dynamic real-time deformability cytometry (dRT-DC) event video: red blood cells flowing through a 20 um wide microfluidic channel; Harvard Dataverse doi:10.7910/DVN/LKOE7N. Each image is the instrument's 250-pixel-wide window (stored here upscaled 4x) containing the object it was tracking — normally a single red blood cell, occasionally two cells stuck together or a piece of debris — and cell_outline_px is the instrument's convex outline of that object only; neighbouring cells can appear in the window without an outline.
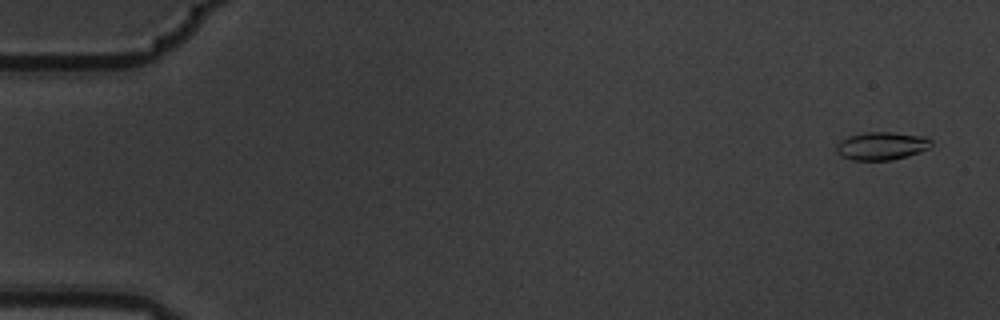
{"species": "common noctule bat (a hibernating species)", "species_latin": "Nyctalus noctula", "temperature_condition": "warm", "stored_images_in_passage": 6, "camera_frame_rate_fps": 3000, "um_per_image_px": 0.085, "animal": {"sex": "male", "body_mass_g": 19.5, "forearm_length_mm": 54.6}, "frame": {"image": 1, "passage_image": 1, "time_ms": 0.0, "image_size_px": [1000, 320], "cell_outline_px": [[932, 148], [908, 156], [892, 160], [852, 160], [840, 156], [836, 152], [836, 144], [840, 140], [848, 136], [864, 132], [892, 132], [928, 136], [932, 140]], "centroid_in_image_um": [74.97, 12.4], "position_along_channel_um": 10.0, "area_um2": 15.9}}